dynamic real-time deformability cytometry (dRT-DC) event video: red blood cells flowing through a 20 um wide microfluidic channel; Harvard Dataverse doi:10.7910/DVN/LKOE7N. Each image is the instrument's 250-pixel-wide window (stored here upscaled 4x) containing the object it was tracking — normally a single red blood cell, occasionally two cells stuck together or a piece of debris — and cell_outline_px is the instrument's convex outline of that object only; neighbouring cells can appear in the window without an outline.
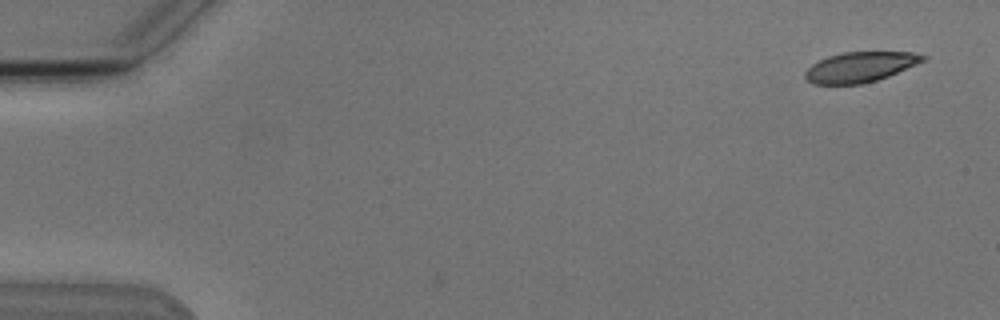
{"species": "Egyptian fruit bat (a non-hibernating species)", "species_latin": "Rousettus aegyptiacus", "temperature_condition": "cold", "stored_images_in_passage": 6, "camera_frame_rate_fps": 3000, "um_per_image_px": 0.085, "animal": {"sex": "male"}, "frame": {"image": 1, "passage_image": 1, "time_ms": 0.0, "image_size_px": [1000, 320], "cell_outline_px": [[928, 56], [924, 60], [916, 64], [888, 76], [876, 80], [860, 84], [812, 84], [804, 76], [804, 72], [812, 64], [828, 56], [844, 52], [912, 52]], "centroid_in_image_um": [73.09, 5.69], "position_along_channel_um": 11.9, "area_um2": 20.52}}